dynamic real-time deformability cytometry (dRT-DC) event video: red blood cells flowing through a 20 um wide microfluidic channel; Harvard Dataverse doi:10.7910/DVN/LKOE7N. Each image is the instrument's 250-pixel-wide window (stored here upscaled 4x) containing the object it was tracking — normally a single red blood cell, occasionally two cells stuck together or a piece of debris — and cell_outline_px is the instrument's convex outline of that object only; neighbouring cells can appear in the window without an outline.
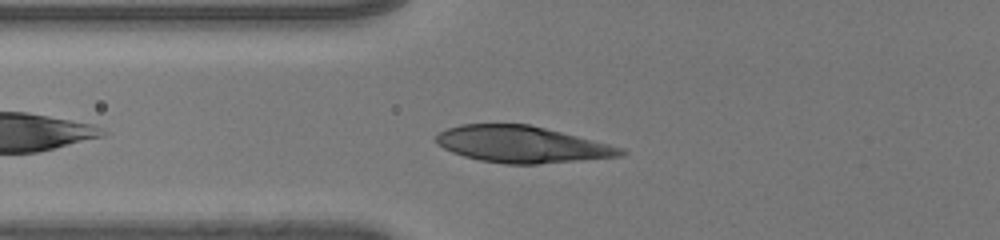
{"species": "human", "species_latin": "Homo sapiens", "temperature_condition": "room temperature", "stored_images_in_passage": 36, "camera_frame_rate_fps": 3000, "um_per_image_px": 0.085, "donor": {"sex": "male"}, "frame": {"image": 1, "passage_image": 7, "time_ms": 2.0, "image_size_px": [1000, 240], "cell_outline_px": [[628, 152], [624, 156], [536, 164], [504, 164], [480, 160], [464, 156], [452, 152], [436, 144], [436, 136], [440, 132], [448, 128], [460, 124], [528, 124], [624, 148]], "centroid_in_image_um": [44.35, 12.28], "position_along_channel_um": 81.4, "area_um2": 39.02}}
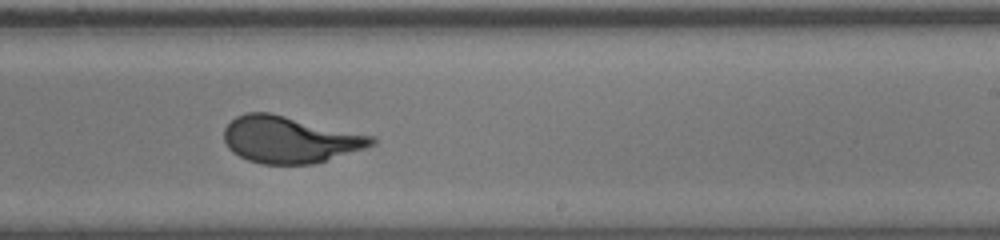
{"frame": {"image": 2, "passage_image": 21, "time_ms": 6.667, "image_size_px": [1000, 240], "cell_outline_px": [[376, 144], [364, 148], [312, 164], [260, 164], [248, 160], [232, 152], [228, 148], [224, 140], [224, 128], [236, 116], [248, 112], [268, 112], [376, 136]], "centroid_in_image_um": [24.62, 11.86], "position_along_channel_um": 264.4, "area_um2": 40.06}}
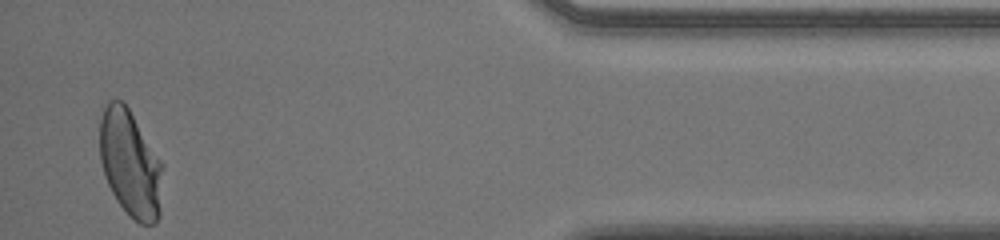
{"frame": {"image": 3, "passage_image": 36, "time_ms": 11.667, "image_size_px": [1000, 240], "cell_outline_px": [[164, 164], [160, 216], [156, 224], [140, 224], [116, 200], [104, 176], [100, 160], [100, 120], [104, 108], [108, 100], [124, 100]], "centroid_in_image_um": [11.1, 13.89], "position_along_channel_um": 424.1, "area_um2": 39.65}, "authors_computed_cell_mechanics": {"area_um2": 39.8242, "velocity_mm_per_s": 4.0131, "shape_relaxation_time_tau1_ms": 5.1393, "shape_relaxation_time_tau2_ms": null, "deformation_change_tau1": 0.2272, "deformation_change_tau2": null}}